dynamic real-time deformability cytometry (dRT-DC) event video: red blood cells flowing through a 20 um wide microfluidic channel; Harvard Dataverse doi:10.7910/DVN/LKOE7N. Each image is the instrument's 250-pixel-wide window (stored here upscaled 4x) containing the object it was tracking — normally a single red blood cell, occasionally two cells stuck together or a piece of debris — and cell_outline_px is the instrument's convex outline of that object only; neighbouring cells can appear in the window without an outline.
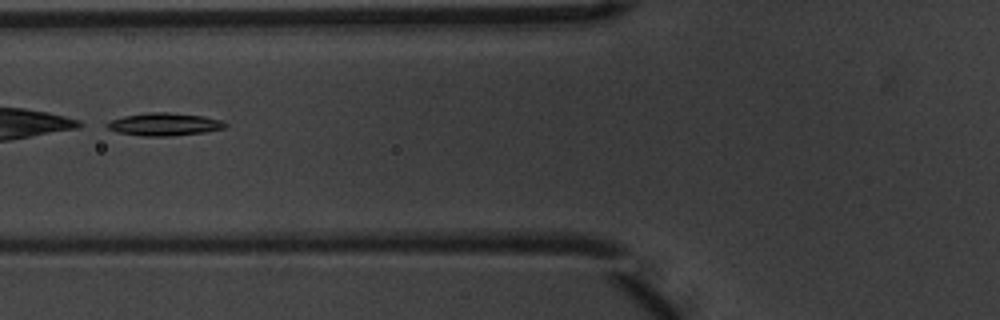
{"species": "common noctule bat (a hibernating species)", "species_latin": "Nyctalus noctula", "temperature_condition": "warm", "stored_images_in_passage": 3, "camera_frame_rate_fps": 3000, "um_per_image_px": 0.085, "animal": {"sex": "male", "body_mass_g": 20.1, "forearm_length_mm": 53.5}, "frame": {"image": 1, "passage_image": 3, "time_ms": 0.667, "image_size_px": [1000, 320], "cell_outline_px": [[228, 124], [224, 128], [204, 132], [172, 136], [144, 136], [116, 132], [108, 128], [104, 124], [112, 120], [124, 116], [148, 112], [168, 112], [204, 116], [220, 120]], "centroid_in_image_um": [13.95, 10.56], "position_along_channel_um": 111.8, "area_um2": 15.61}}